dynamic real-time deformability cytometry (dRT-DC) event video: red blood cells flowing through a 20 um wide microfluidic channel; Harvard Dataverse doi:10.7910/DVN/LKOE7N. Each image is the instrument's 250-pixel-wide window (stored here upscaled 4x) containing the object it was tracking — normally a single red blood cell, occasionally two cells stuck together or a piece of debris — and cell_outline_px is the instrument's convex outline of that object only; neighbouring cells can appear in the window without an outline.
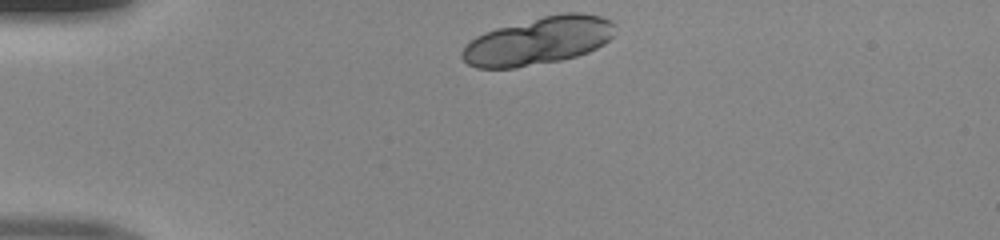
{"species": "human", "species_latin": "Homo sapiens", "temperature_condition": "room temperature", "stored_images_in_passage": 31, "camera_frame_rate_fps": 3000, "um_per_image_px": 0.085, "donor": {"sex": "male"}, "frame": {"image": 1, "passage_image": 1, "time_ms": 0.0, "image_size_px": [1000, 240], "cell_outline_px": [[616, 24], [612, 36], [604, 44], [588, 52], [576, 56], [560, 60], [516, 68], [476, 68], [468, 64], [460, 56], [460, 52], [476, 36], [484, 32], [496, 28], [544, 16], [564, 12], [580, 12], [600, 16], [612, 20]], "centroid_in_image_um": [45.78, 3.47], "position_along_channel_um": 39.2, "area_um2": 42.48}}
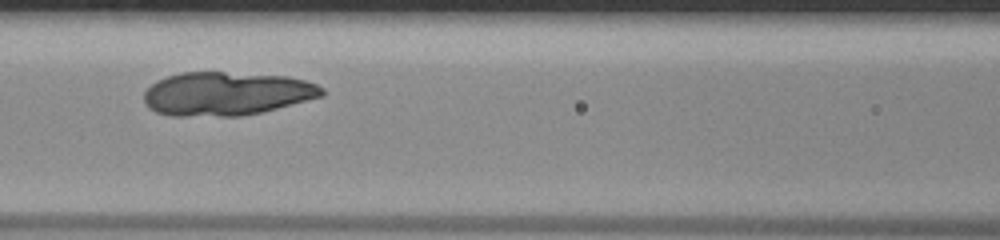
{"frame": {"image": 2, "passage_image": 12, "time_ms": 3.667, "image_size_px": [1000, 240], "cell_outline_px": [[324, 96], [260, 112], [240, 116], [172, 116], [156, 112], [148, 108], [144, 104], [144, 92], [156, 80], [180, 72], [224, 72], [288, 76], [304, 80], [316, 84], [324, 88]], "centroid_in_image_um": [19.23, 7.96], "position_along_channel_um": 147.4, "area_um2": 45.32}}
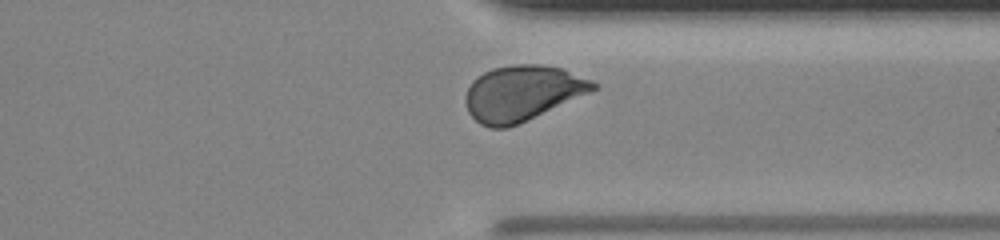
{"frame": {"image": 3, "passage_image": 28, "time_ms": 9.0, "image_size_px": [1000, 240], "cell_outline_px": [[600, 88], [592, 92], [508, 128], [488, 128], [480, 124], [468, 112], [464, 100], [464, 96], [472, 80], [484, 72], [492, 68], [516, 64], [540, 64], [564, 68], [592, 80], [600, 84]], "centroid_in_image_um": [44.42, 7.91], "position_along_channel_um": 367.0, "area_um2": 41.62}}